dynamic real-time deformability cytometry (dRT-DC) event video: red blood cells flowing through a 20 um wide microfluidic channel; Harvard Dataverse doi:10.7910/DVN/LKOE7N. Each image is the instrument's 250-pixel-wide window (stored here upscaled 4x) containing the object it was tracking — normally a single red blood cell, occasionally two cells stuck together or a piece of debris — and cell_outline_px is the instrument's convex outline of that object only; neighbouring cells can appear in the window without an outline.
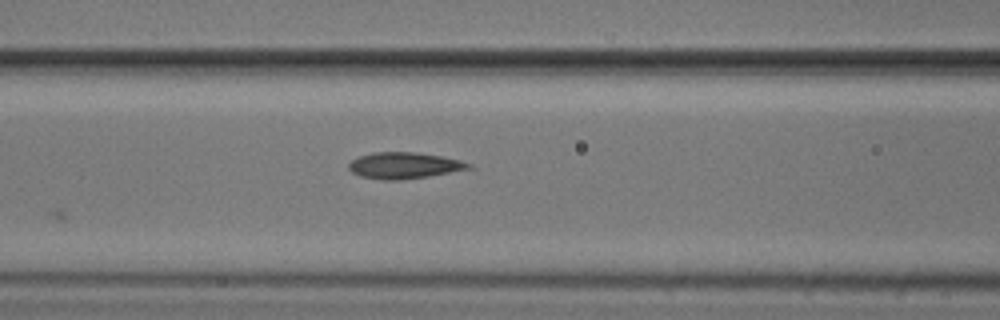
{"species": "common noctule bat (a hibernating species)", "species_latin": "Nyctalus noctula", "temperature_condition": "cold", "stored_images_in_passage": 6, "camera_frame_rate_fps": 3000, "um_per_image_px": 0.085, "animal": {"sex": "male", "body_mass_g": 20.5, "forearm_length_mm": 52.5}, "frame": {"image": 1, "passage_image": 6, "time_ms": 6.333, "image_size_px": [1000, 320], "cell_outline_px": [[476, 168], [428, 176], [400, 180], [384, 180], [360, 176], [352, 172], [348, 168], [348, 164], [352, 160], [360, 156], [372, 152], [416, 152], [444, 156], [460, 160], [472, 164]], "centroid_in_image_um": [34.4, 14.06], "position_along_channel_um": 132.2, "area_um2": 18.55}}